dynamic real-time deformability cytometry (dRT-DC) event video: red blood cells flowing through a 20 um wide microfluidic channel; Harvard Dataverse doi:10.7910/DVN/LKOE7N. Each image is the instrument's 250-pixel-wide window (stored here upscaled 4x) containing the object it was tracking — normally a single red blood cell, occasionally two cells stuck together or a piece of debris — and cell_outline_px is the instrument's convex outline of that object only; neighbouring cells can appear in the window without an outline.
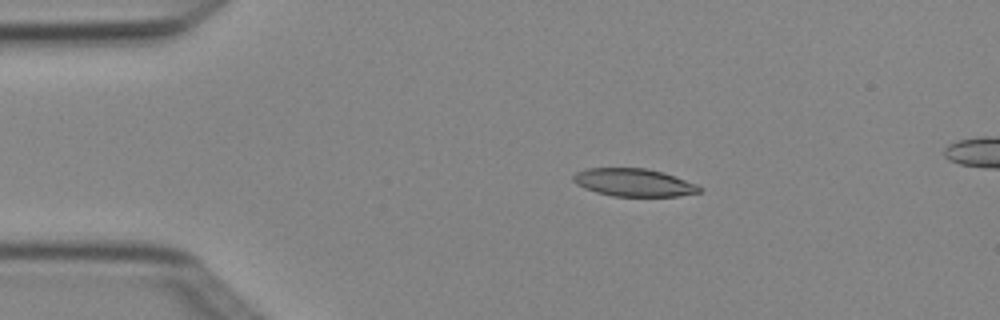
{"species": "Egyptian fruit bat (a non-hibernating species)", "species_latin": "Rousettus aegyptiacus", "temperature_condition": "cold", "stored_images_in_passage": 6, "camera_frame_rate_fps": 3000, "um_per_image_px": 0.085, "animal": {"sex": "female"}, "frame": {"image": 1, "passage_image": 3, "time_ms": 0.667, "image_size_px": [1000, 320], "cell_outline_px": [[704, 188], [700, 192], [676, 196], [612, 196], [596, 192], [584, 188], [576, 184], [572, 180], [572, 176], [576, 172], [588, 168], [648, 168], [664, 172], [696, 184]], "centroid_in_image_um": [53.86, 15.51], "position_along_channel_um": 31.1, "area_um2": 20.52}}
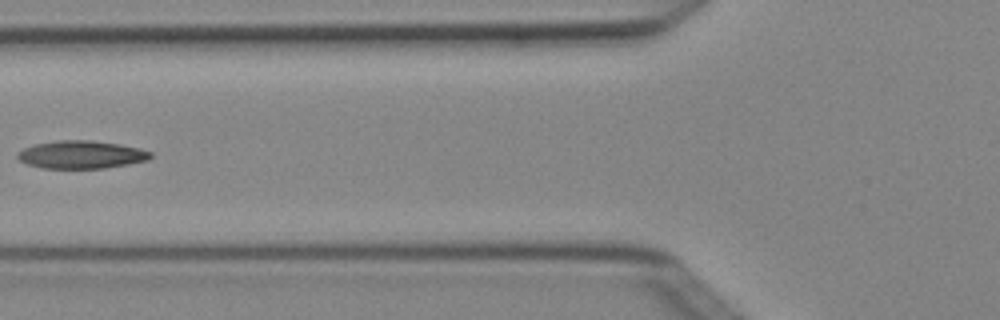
{"frame": {"image": 2, "passage_image": 6, "time_ms": 1.667, "image_size_px": [1000, 320], "cell_outline_px": [[152, 156], [148, 160], [128, 164], [104, 168], [40, 168], [28, 164], [20, 160], [16, 156], [16, 152], [24, 148], [36, 144], [60, 140], [92, 140], [120, 144], [140, 148], [152, 152]], "centroid_in_image_um": [6.92, 13.14], "position_along_channel_um": 118.9, "area_um2": 21.62}}